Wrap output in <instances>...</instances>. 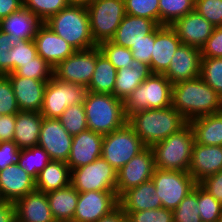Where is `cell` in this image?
I'll return each instance as SVG.
<instances>
[{
  "instance_id": "cell-1",
  "label": "cell",
  "mask_w": 222,
  "mask_h": 222,
  "mask_svg": "<svg viewBox=\"0 0 222 222\" xmlns=\"http://www.w3.org/2000/svg\"><path fill=\"white\" fill-rule=\"evenodd\" d=\"M171 106L189 123L195 118L216 114L222 108V97L198 77L173 84Z\"/></svg>"
},
{
  "instance_id": "cell-2",
  "label": "cell",
  "mask_w": 222,
  "mask_h": 222,
  "mask_svg": "<svg viewBox=\"0 0 222 222\" xmlns=\"http://www.w3.org/2000/svg\"><path fill=\"white\" fill-rule=\"evenodd\" d=\"M187 123L178 110L172 106L140 110L127 117V124L146 147H152L157 142L163 141Z\"/></svg>"
},
{
  "instance_id": "cell-3",
  "label": "cell",
  "mask_w": 222,
  "mask_h": 222,
  "mask_svg": "<svg viewBox=\"0 0 222 222\" xmlns=\"http://www.w3.org/2000/svg\"><path fill=\"white\" fill-rule=\"evenodd\" d=\"M44 24L76 51L97 46L91 33L87 7L69 5L51 16Z\"/></svg>"
},
{
  "instance_id": "cell-4",
  "label": "cell",
  "mask_w": 222,
  "mask_h": 222,
  "mask_svg": "<svg viewBox=\"0 0 222 222\" xmlns=\"http://www.w3.org/2000/svg\"><path fill=\"white\" fill-rule=\"evenodd\" d=\"M83 105L91 131L106 135L127 123L124 101L113 94L88 91Z\"/></svg>"
},
{
  "instance_id": "cell-5",
  "label": "cell",
  "mask_w": 222,
  "mask_h": 222,
  "mask_svg": "<svg viewBox=\"0 0 222 222\" xmlns=\"http://www.w3.org/2000/svg\"><path fill=\"white\" fill-rule=\"evenodd\" d=\"M195 137L189 123L151 148L155 168L188 172Z\"/></svg>"
},
{
  "instance_id": "cell-6",
  "label": "cell",
  "mask_w": 222,
  "mask_h": 222,
  "mask_svg": "<svg viewBox=\"0 0 222 222\" xmlns=\"http://www.w3.org/2000/svg\"><path fill=\"white\" fill-rule=\"evenodd\" d=\"M173 84L163 74H151L124 101L126 117L147 109L171 106Z\"/></svg>"
},
{
  "instance_id": "cell-7",
  "label": "cell",
  "mask_w": 222,
  "mask_h": 222,
  "mask_svg": "<svg viewBox=\"0 0 222 222\" xmlns=\"http://www.w3.org/2000/svg\"><path fill=\"white\" fill-rule=\"evenodd\" d=\"M91 33L98 46L110 41L125 17L124 0H93L87 6Z\"/></svg>"
},
{
  "instance_id": "cell-8",
  "label": "cell",
  "mask_w": 222,
  "mask_h": 222,
  "mask_svg": "<svg viewBox=\"0 0 222 222\" xmlns=\"http://www.w3.org/2000/svg\"><path fill=\"white\" fill-rule=\"evenodd\" d=\"M145 148L140 137L126 123L118 130L104 135L101 157L118 171Z\"/></svg>"
},
{
  "instance_id": "cell-9",
  "label": "cell",
  "mask_w": 222,
  "mask_h": 222,
  "mask_svg": "<svg viewBox=\"0 0 222 222\" xmlns=\"http://www.w3.org/2000/svg\"><path fill=\"white\" fill-rule=\"evenodd\" d=\"M88 89L82 85L52 77L46 86L40 113L45 118H59L71 105L84 104Z\"/></svg>"
},
{
  "instance_id": "cell-10",
  "label": "cell",
  "mask_w": 222,
  "mask_h": 222,
  "mask_svg": "<svg viewBox=\"0 0 222 222\" xmlns=\"http://www.w3.org/2000/svg\"><path fill=\"white\" fill-rule=\"evenodd\" d=\"M155 193L161 199L162 207L174 210L198 184L189 172L160 170L155 168L151 178Z\"/></svg>"
},
{
  "instance_id": "cell-11",
  "label": "cell",
  "mask_w": 222,
  "mask_h": 222,
  "mask_svg": "<svg viewBox=\"0 0 222 222\" xmlns=\"http://www.w3.org/2000/svg\"><path fill=\"white\" fill-rule=\"evenodd\" d=\"M117 170L104 158L71 170L70 184L78 192L116 191Z\"/></svg>"
},
{
  "instance_id": "cell-12",
  "label": "cell",
  "mask_w": 222,
  "mask_h": 222,
  "mask_svg": "<svg viewBox=\"0 0 222 222\" xmlns=\"http://www.w3.org/2000/svg\"><path fill=\"white\" fill-rule=\"evenodd\" d=\"M96 66V47L75 51L53 68V77L60 81L88 87Z\"/></svg>"
},
{
  "instance_id": "cell-13",
  "label": "cell",
  "mask_w": 222,
  "mask_h": 222,
  "mask_svg": "<svg viewBox=\"0 0 222 222\" xmlns=\"http://www.w3.org/2000/svg\"><path fill=\"white\" fill-rule=\"evenodd\" d=\"M154 170V153L151 147H146L117 171V196L120 197L128 189L150 181Z\"/></svg>"
},
{
  "instance_id": "cell-14",
  "label": "cell",
  "mask_w": 222,
  "mask_h": 222,
  "mask_svg": "<svg viewBox=\"0 0 222 222\" xmlns=\"http://www.w3.org/2000/svg\"><path fill=\"white\" fill-rule=\"evenodd\" d=\"M119 205L116 191L79 192L72 222H96Z\"/></svg>"
},
{
  "instance_id": "cell-15",
  "label": "cell",
  "mask_w": 222,
  "mask_h": 222,
  "mask_svg": "<svg viewBox=\"0 0 222 222\" xmlns=\"http://www.w3.org/2000/svg\"><path fill=\"white\" fill-rule=\"evenodd\" d=\"M72 142L73 136L65 130L59 119L43 117L38 146L49 154L51 160L67 162Z\"/></svg>"
},
{
  "instance_id": "cell-16",
  "label": "cell",
  "mask_w": 222,
  "mask_h": 222,
  "mask_svg": "<svg viewBox=\"0 0 222 222\" xmlns=\"http://www.w3.org/2000/svg\"><path fill=\"white\" fill-rule=\"evenodd\" d=\"M201 49L180 44L163 74L172 84L200 77Z\"/></svg>"
},
{
  "instance_id": "cell-17",
  "label": "cell",
  "mask_w": 222,
  "mask_h": 222,
  "mask_svg": "<svg viewBox=\"0 0 222 222\" xmlns=\"http://www.w3.org/2000/svg\"><path fill=\"white\" fill-rule=\"evenodd\" d=\"M171 27L175 30L182 44L199 49L204 46L215 28L196 10L176 20Z\"/></svg>"
},
{
  "instance_id": "cell-18",
  "label": "cell",
  "mask_w": 222,
  "mask_h": 222,
  "mask_svg": "<svg viewBox=\"0 0 222 222\" xmlns=\"http://www.w3.org/2000/svg\"><path fill=\"white\" fill-rule=\"evenodd\" d=\"M33 40L37 55L53 68L76 51L66 40L54 33L44 23L38 28Z\"/></svg>"
},
{
  "instance_id": "cell-19",
  "label": "cell",
  "mask_w": 222,
  "mask_h": 222,
  "mask_svg": "<svg viewBox=\"0 0 222 222\" xmlns=\"http://www.w3.org/2000/svg\"><path fill=\"white\" fill-rule=\"evenodd\" d=\"M12 84L20 111L40 112L48 82L6 74Z\"/></svg>"
},
{
  "instance_id": "cell-20",
  "label": "cell",
  "mask_w": 222,
  "mask_h": 222,
  "mask_svg": "<svg viewBox=\"0 0 222 222\" xmlns=\"http://www.w3.org/2000/svg\"><path fill=\"white\" fill-rule=\"evenodd\" d=\"M104 135L89 129L73 136L67 165L70 170L85 166L101 157Z\"/></svg>"
},
{
  "instance_id": "cell-21",
  "label": "cell",
  "mask_w": 222,
  "mask_h": 222,
  "mask_svg": "<svg viewBox=\"0 0 222 222\" xmlns=\"http://www.w3.org/2000/svg\"><path fill=\"white\" fill-rule=\"evenodd\" d=\"M222 170V146L194 143L188 172L199 183Z\"/></svg>"
},
{
  "instance_id": "cell-22",
  "label": "cell",
  "mask_w": 222,
  "mask_h": 222,
  "mask_svg": "<svg viewBox=\"0 0 222 222\" xmlns=\"http://www.w3.org/2000/svg\"><path fill=\"white\" fill-rule=\"evenodd\" d=\"M181 44L175 30L162 25L154 34V46L151 54L150 69L153 74H164L176 49Z\"/></svg>"
},
{
  "instance_id": "cell-23",
  "label": "cell",
  "mask_w": 222,
  "mask_h": 222,
  "mask_svg": "<svg viewBox=\"0 0 222 222\" xmlns=\"http://www.w3.org/2000/svg\"><path fill=\"white\" fill-rule=\"evenodd\" d=\"M36 190L35 179L18 163L0 170V193L5 201L16 202Z\"/></svg>"
},
{
  "instance_id": "cell-24",
  "label": "cell",
  "mask_w": 222,
  "mask_h": 222,
  "mask_svg": "<svg viewBox=\"0 0 222 222\" xmlns=\"http://www.w3.org/2000/svg\"><path fill=\"white\" fill-rule=\"evenodd\" d=\"M17 222H56L47 195L37 190L28 193L15 203Z\"/></svg>"
},
{
  "instance_id": "cell-25",
  "label": "cell",
  "mask_w": 222,
  "mask_h": 222,
  "mask_svg": "<svg viewBox=\"0 0 222 222\" xmlns=\"http://www.w3.org/2000/svg\"><path fill=\"white\" fill-rule=\"evenodd\" d=\"M157 26L158 24L153 20L126 14L110 41L130 49Z\"/></svg>"
},
{
  "instance_id": "cell-26",
  "label": "cell",
  "mask_w": 222,
  "mask_h": 222,
  "mask_svg": "<svg viewBox=\"0 0 222 222\" xmlns=\"http://www.w3.org/2000/svg\"><path fill=\"white\" fill-rule=\"evenodd\" d=\"M152 180L125 191L119 197V205L124 212H139L143 210L158 209L162 202Z\"/></svg>"
},
{
  "instance_id": "cell-27",
  "label": "cell",
  "mask_w": 222,
  "mask_h": 222,
  "mask_svg": "<svg viewBox=\"0 0 222 222\" xmlns=\"http://www.w3.org/2000/svg\"><path fill=\"white\" fill-rule=\"evenodd\" d=\"M42 24L29 10L22 7L19 11L1 20L0 30L6 32L14 40H32Z\"/></svg>"
},
{
  "instance_id": "cell-28",
  "label": "cell",
  "mask_w": 222,
  "mask_h": 222,
  "mask_svg": "<svg viewBox=\"0 0 222 222\" xmlns=\"http://www.w3.org/2000/svg\"><path fill=\"white\" fill-rule=\"evenodd\" d=\"M42 120L40 112L20 111L15 115L13 141L20 149L38 146Z\"/></svg>"
},
{
  "instance_id": "cell-29",
  "label": "cell",
  "mask_w": 222,
  "mask_h": 222,
  "mask_svg": "<svg viewBox=\"0 0 222 222\" xmlns=\"http://www.w3.org/2000/svg\"><path fill=\"white\" fill-rule=\"evenodd\" d=\"M152 74L150 66L133 59L130 67L117 70L113 95L123 101Z\"/></svg>"
},
{
  "instance_id": "cell-30",
  "label": "cell",
  "mask_w": 222,
  "mask_h": 222,
  "mask_svg": "<svg viewBox=\"0 0 222 222\" xmlns=\"http://www.w3.org/2000/svg\"><path fill=\"white\" fill-rule=\"evenodd\" d=\"M52 215L56 222H72L78 203L79 192L69 184L46 193Z\"/></svg>"
},
{
  "instance_id": "cell-31",
  "label": "cell",
  "mask_w": 222,
  "mask_h": 222,
  "mask_svg": "<svg viewBox=\"0 0 222 222\" xmlns=\"http://www.w3.org/2000/svg\"><path fill=\"white\" fill-rule=\"evenodd\" d=\"M70 177L71 170L66 162L51 160L35 179V187L46 194L68 186Z\"/></svg>"
},
{
  "instance_id": "cell-32",
  "label": "cell",
  "mask_w": 222,
  "mask_h": 222,
  "mask_svg": "<svg viewBox=\"0 0 222 222\" xmlns=\"http://www.w3.org/2000/svg\"><path fill=\"white\" fill-rule=\"evenodd\" d=\"M189 124L196 143L222 146V118L217 113L195 118Z\"/></svg>"
},
{
  "instance_id": "cell-33",
  "label": "cell",
  "mask_w": 222,
  "mask_h": 222,
  "mask_svg": "<svg viewBox=\"0 0 222 222\" xmlns=\"http://www.w3.org/2000/svg\"><path fill=\"white\" fill-rule=\"evenodd\" d=\"M117 69L96 46V66L87 87L93 93L113 94Z\"/></svg>"
},
{
  "instance_id": "cell-34",
  "label": "cell",
  "mask_w": 222,
  "mask_h": 222,
  "mask_svg": "<svg viewBox=\"0 0 222 222\" xmlns=\"http://www.w3.org/2000/svg\"><path fill=\"white\" fill-rule=\"evenodd\" d=\"M50 161L49 154L42 147L34 146L20 149L17 163L24 171L36 179Z\"/></svg>"
},
{
  "instance_id": "cell-35",
  "label": "cell",
  "mask_w": 222,
  "mask_h": 222,
  "mask_svg": "<svg viewBox=\"0 0 222 222\" xmlns=\"http://www.w3.org/2000/svg\"><path fill=\"white\" fill-rule=\"evenodd\" d=\"M160 25L171 26L195 9V0H159Z\"/></svg>"
},
{
  "instance_id": "cell-36",
  "label": "cell",
  "mask_w": 222,
  "mask_h": 222,
  "mask_svg": "<svg viewBox=\"0 0 222 222\" xmlns=\"http://www.w3.org/2000/svg\"><path fill=\"white\" fill-rule=\"evenodd\" d=\"M62 126L72 136L88 129L85 108L83 104L68 106L58 118Z\"/></svg>"
},
{
  "instance_id": "cell-37",
  "label": "cell",
  "mask_w": 222,
  "mask_h": 222,
  "mask_svg": "<svg viewBox=\"0 0 222 222\" xmlns=\"http://www.w3.org/2000/svg\"><path fill=\"white\" fill-rule=\"evenodd\" d=\"M68 6L67 0H23V7L42 23Z\"/></svg>"
},
{
  "instance_id": "cell-38",
  "label": "cell",
  "mask_w": 222,
  "mask_h": 222,
  "mask_svg": "<svg viewBox=\"0 0 222 222\" xmlns=\"http://www.w3.org/2000/svg\"><path fill=\"white\" fill-rule=\"evenodd\" d=\"M174 222H202L198 208V184L173 210Z\"/></svg>"
},
{
  "instance_id": "cell-39",
  "label": "cell",
  "mask_w": 222,
  "mask_h": 222,
  "mask_svg": "<svg viewBox=\"0 0 222 222\" xmlns=\"http://www.w3.org/2000/svg\"><path fill=\"white\" fill-rule=\"evenodd\" d=\"M200 77L222 97V57L201 58Z\"/></svg>"
},
{
  "instance_id": "cell-40",
  "label": "cell",
  "mask_w": 222,
  "mask_h": 222,
  "mask_svg": "<svg viewBox=\"0 0 222 222\" xmlns=\"http://www.w3.org/2000/svg\"><path fill=\"white\" fill-rule=\"evenodd\" d=\"M14 73L20 77L48 82L53 77V67L37 55L31 62L21 64V67L17 68Z\"/></svg>"
},
{
  "instance_id": "cell-41",
  "label": "cell",
  "mask_w": 222,
  "mask_h": 222,
  "mask_svg": "<svg viewBox=\"0 0 222 222\" xmlns=\"http://www.w3.org/2000/svg\"><path fill=\"white\" fill-rule=\"evenodd\" d=\"M126 14L144 17L160 25L159 0H124Z\"/></svg>"
},
{
  "instance_id": "cell-42",
  "label": "cell",
  "mask_w": 222,
  "mask_h": 222,
  "mask_svg": "<svg viewBox=\"0 0 222 222\" xmlns=\"http://www.w3.org/2000/svg\"><path fill=\"white\" fill-rule=\"evenodd\" d=\"M9 52L11 61V73H13L17 68L21 67V64L31 62L32 59L37 56L36 45L33 39L14 40V44Z\"/></svg>"
},
{
  "instance_id": "cell-43",
  "label": "cell",
  "mask_w": 222,
  "mask_h": 222,
  "mask_svg": "<svg viewBox=\"0 0 222 222\" xmlns=\"http://www.w3.org/2000/svg\"><path fill=\"white\" fill-rule=\"evenodd\" d=\"M98 47L117 70L131 66L133 56L130 49L116 45L111 41H104Z\"/></svg>"
},
{
  "instance_id": "cell-44",
  "label": "cell",
  "mask_w": 222,
  "mask_h": 222,
  "mask_svg": "<svg viewBox=\"0 0 222 222\" xmlns=\"http://www.w3.org/2000/svg\"><path fill=\"white\" fill-rule=\"evenodd\" d=\"M198 208L202 222H216L222 214V204L198 184Z\"/></svg>"
},
{
  "instance_id": "cell-45",
  "label": "cell",
  "mask_w": 222,
  "mask_h": 222,
  "mask_svg": "<svg viewBox=\"0 0 222 222\" xmlns=\"http://www.w3.org/2000/svg\"><path fill=\"white\" fill-rule=\"evenodd\" d=\"M18 112L20 109L9 77L0 74V113L2 115H16Z\"/></svg>"
},
{
  "instance_id": "cell-46",
  "label": "cell",
  "mask_w": 222,
  "mask_h": 222,
  "mask_svg": "<svg viewBox=\"0 0 222 222\" xmlns=\"http://www.w3.org/2000/svg\"><path fill=\"white\" fill-rule=\"evenodd\" d=\"M194 10L213 26H222V0H195Z\"/></svg>"
},
{
  "instance_id": "cell-47",
  "label": "cell",
  "mask_w": 222,
  "mask_h": 222,
  "mask_svg": "<svg viewBox=\"0 0 222 222\" xmlns=\"http://www.w3.org/2000/svg\"><path fill=\"white\" fill-rule=\"evenodd\" d=\"M129 222H174L173 210L166 208L143 210L139 212H124Z\"/></svg>"
},
{
  "instance_id": "cell-48",
  "label": "cell",
  "mask_w": 222,
  "mask_h": 222,
  "mask_svg": "<svg viewBox=\"0 0 222 222\" xmlns=\"http://www.w3.org/2000/svg\"><path fill=\"white\" fill-rule=\"evenodd\" d=\"M162 25H158L150 34L145 35L144 39L131 46L133 59L146 63L150 66L151 54L154 46V34Z\"/></svg>"
},
{
  "instance_id": "cell-49",
  "label": "cell",
  "mask_w": 222,
  "mask_h": 222,
  "mask_svg": "<svg viewBox=\"0 0 222 222\" xmlns=\"http://www.w3.org/2000/svg\"><path fill=\"white\" fill-rule=\"evenodd\" d=\"M222 57V26L215 27L212 35L201 48V58Z\"/></svg>"
},
{
  "instance_id": "cell-50",
  "label": "cell",
  "mask_w": 222,
  "mask_h": 222,
  "mask_svg": "<svg viewBox=\"0 0 222 222\" xmlns=\"http://www.w3.org/2000/svg\"><path fill=\"white\" fill-rule=\"evenodd\" d=\"M14 44V39L6 32L0 30V74L11 73V61L9 50Z\"/></svg>"
},
{
  "instance_id": "cell-51",
  "label": "cell",
  "mask_w": 222,
  "mask_h": 222,
  "mask_svg": "<svg viewBox=\"0 0 222 222\" xmlns=\"http://www.w3.org/2000/svg\"><path fill=\"white\" fill-rule=\"evenodd\" d=\"M20 148L14 141L0 142V170L17 163Z\"/></svg>"
},
{
  "instance_id": "cell-52",
  "label": "cell",
  "mask_w": 222,
  "mask_h": 222,
  "mask_svg": "<svg viewBox=\"0 0 222 222\" xmlns=\"http://www.w3.org/2000/svg\"><path fill=\"white\" fill-rule=\"evenodd\" d=\"M198 184L222 204V170L205 177Z\"/></svg>"
},
{
  "instance_id": "cell-53",
  "label": "cell",
  "mask_w": 222,
  "mask_h": 222,
  "mask_svg": "<svg viewBox=\"0 0 222 222\" xmlns=\"http://www.w3.org/2000/svg\"><path fill=\"white\" fill-rule=\"evenodd\" d=\"M15 132V115L0 117V142L13 141Z\"/></svg>"
},
{
  "instance_id": "cell-54",
  "label": "cell",
  "mask_w": 222,
  "mask_h": 222,
  "mask_svg": "<svg viewBox=\"0 0 222 222\" xmlns=\"http://www.w3.org/2000/svg\"><path fill=\"white\" fill-rule=\"evenodd\" d=\"M23 7V0H0V19L8 17Z\"/></svg>"
},
{
  "instance_id": "cell-55",
  "label": "cell",
  "mask_w": 222,
  "mask_h": 222,
  "mask_svg": "<svg viewBox=\"0 0 222 222\" xmlns=\"http://www.w3.org/2000/svg\"><path fill=\"white\" fill-rule=\"evenodd\" d=\"M16 206L14 202L5 201L0 205V222H16Z\"/></svg>"
},
{
  "instance_id": "cell-56",
  "label": "cell",
  "mask_w": 222,
  "mask_h": 222,
  "mask_svg": "<svg viewBox=\"0 0 222 222\" xmlns=\"http://www.w3.org/2000/svg\"><path fill=\"white\" fill-rule=\"evenodd\" d=\"M96 222H129L128 216L124 213L122 207L118 205L107 215L102 216Z\"/></svg>"
},
{
  "instance_id": "cell-57",
  "label": "cell",
  "mask_w": 222,
  "mask_h": 222,
  "mask_svg": "<svg viewBox=\"0 0 222 222\" xmlns=\"http://www.w3.org/2000/svg\"><path fill=\"white\" fill-rule=\"evenodd\" d=\"M93 0H67L69 5L87 7Z\"/></svg>"
},
{
  "instance_id": "cell-58",
  "label": "cell",
  "mask_w": 222,
  "mask_h": 222,
  "mask_svg": "<svg viewBox=\"0 0 222 222\" xmlns=\"http://www.w3.org/2000/svg\"><path fill=\"white\" fill-rule=\"evenodd\" d=\"M3 202H5V200L3 199V197H2V195H1V193H0V205H1Z\"/></svg>"
},
{
  "instance_id": "cell-59",
  "label": "cell",
  "mask_w": 222,
  "mask_h": 222,
  "mask_svg": "<svg viewBox=\"0 0 222 222\" xmlns=\"http://www.w3.org/2000/svg\"><path fill=\"white\" fill-rule=\"evenodd\" d=\"M217 114L222 118V108L217 112Z\"/></svg>"
},
{
  "instance_id": "cell-60",
  "label": "cell",
  "mask_w": 222,
  "mask_h": 222,
  "mask_svg": "<svg viewBox=\"0 0 222 222\" xmlns=\"http://www.w3.org/2000/svg\"><path fill=\"white\" fill-rule=\"evenodd\" d=\"M216 222H222V214L219 216Z\"/></svg>"
}]
</instances>
